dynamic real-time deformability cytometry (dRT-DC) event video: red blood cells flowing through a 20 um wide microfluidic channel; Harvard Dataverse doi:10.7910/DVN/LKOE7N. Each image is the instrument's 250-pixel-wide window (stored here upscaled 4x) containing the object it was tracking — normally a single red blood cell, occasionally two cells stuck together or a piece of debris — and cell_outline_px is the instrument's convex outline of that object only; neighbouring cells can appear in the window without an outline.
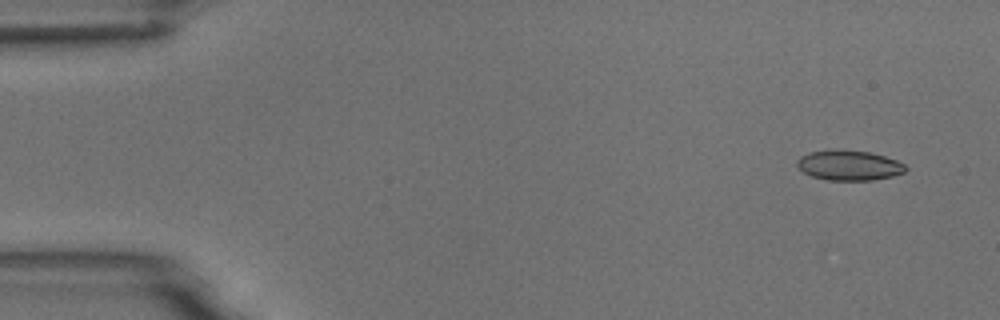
{"species": "common noctule bat (a hibernating species)", "species_latin": "Nyctalus noctula", "temperature_condition": "room temperature", "stored_images_in_passage": 8, "camera_frame_rate_fps": 3000, "um_per_image_px": 0.085, "animal": {"sex": "male", "body_mass_g": 18.8}, "frame": {"image": 1, "passage_image": 1, "time_ms": 0.0, "image_size_px": [1000, 320], "cell_outline_px": [[908, 168], [904, 172], [892, 176], [872, 180], [828, 180], [812, 176], [804, 172], [796, 164], [796, 160], [800, 156], [808, 152], [868, 152], [884, 156], [896, 160], [904, 164]], "centroid_in_image_um": [72.18, 14.09], "position_along_channel_um": 12.8, "area_um2": 18.26}}
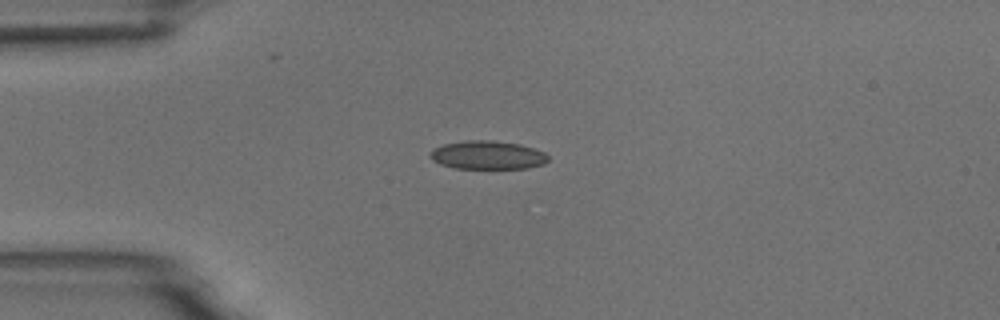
{"frame": {"image": 2, "passage_image": 4, "time_ms": 3.333, "image_size_px": [1000, 320], "cell_outline_px": [[548, 160], [544, 164], [528, 168], [452, 168], [440, 164], [432, 160], [428, 156], [428, 152], [432, 148], [444, 144], [468, 140], [488, 140], [520, 144], [544, 152], [548, 156]], "centroid_in_image_um": [41.39, 13.18], "position_along_channel_um": 43.6, "area_um2": 19.65}}